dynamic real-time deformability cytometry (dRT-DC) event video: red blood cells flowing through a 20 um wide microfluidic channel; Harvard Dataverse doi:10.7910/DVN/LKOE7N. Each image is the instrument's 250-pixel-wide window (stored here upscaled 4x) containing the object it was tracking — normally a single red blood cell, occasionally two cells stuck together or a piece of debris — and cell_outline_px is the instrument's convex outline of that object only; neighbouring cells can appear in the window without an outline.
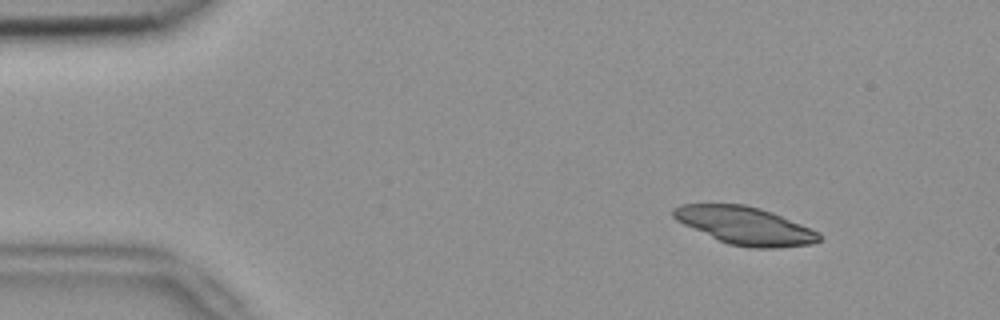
{"species": "common noctule bat (a hibernating species)", "species_latin": "Nyctalus noctula", "temperature_condition": "room temperature", "stored_images_in_passage": 4, "camera_frame_rate_fps": 3000, "um_per_image_px": 0.085, "animal": {"sex": "female", "body_mass_g": 18.4}, "frame": {"image": 1, "passage_image": 2, "time_ms": 0.333, "image_size_px": [1000, 320], "cell_outline_px": [[820, 240], [812, 244], [780, 248], [752, 248], [728, 244], [684, 224], [676, 220], [672, 216], [672, 208], [680, 204], [744, 204], [760, 208], [772, 212], [820, 232]], "centroid_in_image_um": [63.34, 19.18], "position_along_channel_um": 21.7, "area_um2": 31.96}}